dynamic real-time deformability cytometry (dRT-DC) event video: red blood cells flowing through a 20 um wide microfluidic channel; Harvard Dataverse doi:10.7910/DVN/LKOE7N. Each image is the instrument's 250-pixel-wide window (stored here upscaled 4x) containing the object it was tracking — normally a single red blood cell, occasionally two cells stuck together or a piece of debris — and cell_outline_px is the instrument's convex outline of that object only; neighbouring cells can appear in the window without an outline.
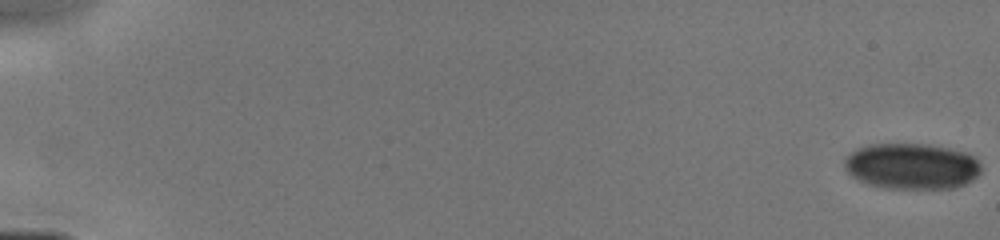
{"species": "human", "species_latin": "Homo sapiens", "temperature_condition": "cold", "stored_images_in_passage": 40, "camera_frame_rate_fps": 3000, "um_per_image_px": 0.085, "donor": {"sex": "male"}, "frame": {"image": 1, "passage_image": 1, "time_ms": 0.0, "image_size_px": [1000, 240], "cell_outline_px": [[980, 172], [972, 180], [964, 184], [952, 188], [884, 188], [868, 184], [852, 176], [844, 168], [844, 160], [856, 148], [868, 144], [928, 144], [968, 152], [976, 156], [980, 164]], "centroid_in_image_um": [77.51, 14.11], "position_along_channel_um": 7.5, "area_um2": 36.7}}
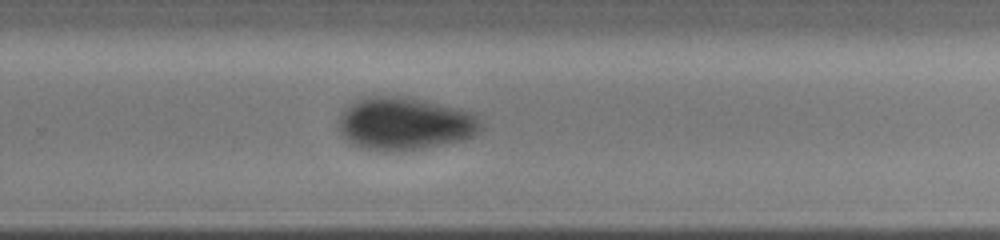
{"frame": {"image": 2, "passage_image": 25, "time_ms": 11.0, "image_size_px": [1000, 240], "cell_outline_px": [[484, 124], [480, 132], [472, 136], [460, 140], [420, 148], [388, 152], [364, 148], [352, 144], [340, 132], [336, 120], [340, 112], [348, 104], [360, 96], [408, 96], [476, 112]], "centroid_in_image_um": [34.39, 10.47], "position_along_channel_um": 295.4, "area_um2": 44.51}}
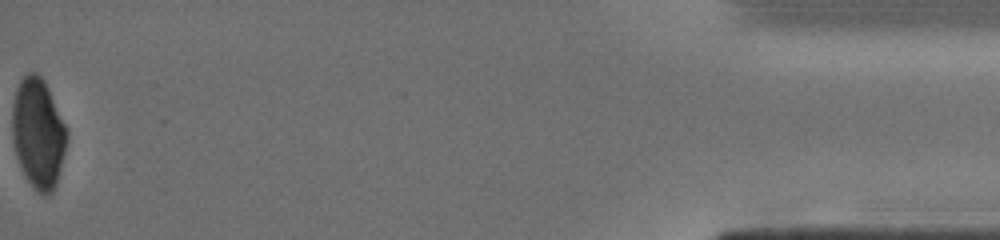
{"frame": {"image": 3, "passage_image": 40, "time_ms": 16.0, "image_size_px": [1000, 240], "cell_outline_px": [[68, 136], [56, 184], [52, 192], [48, 196], [44, 196], [32, 188], [16, 156], [12, 140], [12, 104], [16, 88], [20, 80], [28, 72], [36, 72], [44, 80], [68, 128]], "centroid_in_image_um": [3.24, 11.31], "position_along_channel_um": 432.0, "area_um2": 35.2}}